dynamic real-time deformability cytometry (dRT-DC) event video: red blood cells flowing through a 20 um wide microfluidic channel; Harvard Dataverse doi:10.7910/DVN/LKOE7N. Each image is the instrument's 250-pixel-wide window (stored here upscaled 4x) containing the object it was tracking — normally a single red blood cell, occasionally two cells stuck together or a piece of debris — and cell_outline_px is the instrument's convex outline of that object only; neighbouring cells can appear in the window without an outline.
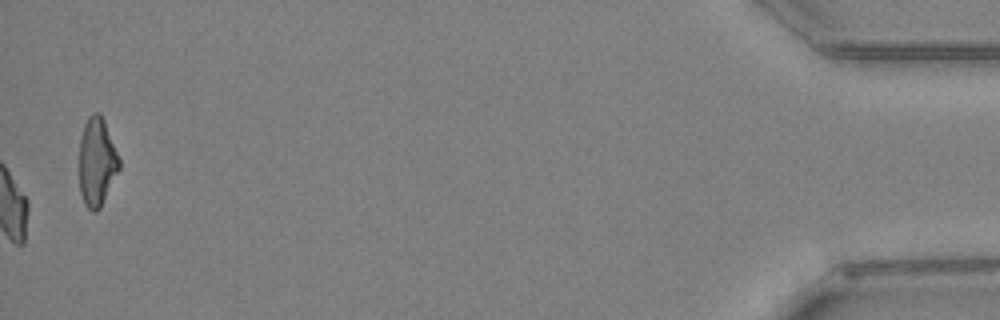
{"species": "Egyptian fruit bat (a non-hibernating species)", "species_latin": "Rousettus aegyptiacus", "temperature_condition": "warm", "stored_images_in_passage": 60, "camera_frame_rate_fps": 3000, "um_per_image_px": 0.085, "animal": {"sex": "female"}, "frame": {"image": 1, "passage_image": 60, "time_ms": 19.667, "image_size_px": [1000, 320], "cell_outline_px": [[120, 168], [100, 208], [96, 212], [92, 212], [84, 204], [80, 192], [80, 136], [84, 124], [88, 116], [92, 112], [100, 112], [104, 120], [120, 160]], "centroid_in_image_um": [8.23, 13.75], "position_along_channel_um": 427.0, "area_um2": 20.58}, "authors_computed_cell_mechanics": {"area_um2": 17.5712, "velocity_mm_per_s": 3.4476, "shape_relaxation_time_tau1_ms": null, "shape_relaxation_time_tau2_ms": 3.4649, "deformation_change_tau1": null, "deformation_change_tau2": 0.098}}